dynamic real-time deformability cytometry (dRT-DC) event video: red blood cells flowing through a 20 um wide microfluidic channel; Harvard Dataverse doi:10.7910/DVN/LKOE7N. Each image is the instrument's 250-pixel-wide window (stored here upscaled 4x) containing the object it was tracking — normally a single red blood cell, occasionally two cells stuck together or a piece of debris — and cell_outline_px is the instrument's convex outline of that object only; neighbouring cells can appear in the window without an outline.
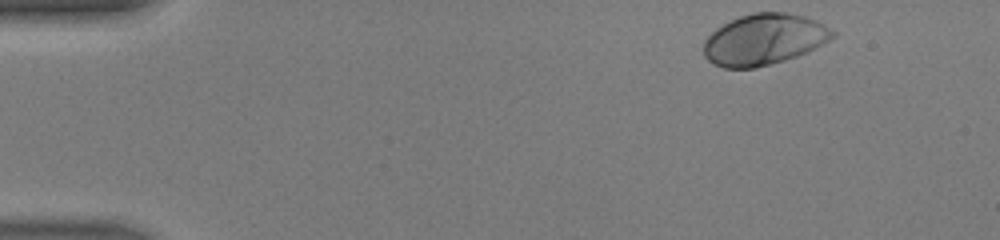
{"species": "human", "species_latin": "Homo sapiens", "temperature_condition": "warm", "stored_images_in_passage": 42, "camera_frame_rate_fps": 3000, "um_per_image_px": 0.085, "donor": {"sex": "male"}, "frame": {"image": 1, "passage_image": 1, "time_ms": 0.0, "image_size_px": [1000, 240], "cell_outline_px": [[836, 36], [808, 52], [784, 60], [756, 68], [724, 68], [712, 64], [704, 56], [704, 40], [716, 28], [740, 16], [752, 12], [784, 12], [804, 16], [816, 20], [824, 24], [836, 32]], "centroid_in_image_um": [64.95, 3.36], "position_along_channel_um": 20.1, "area_um2": 38.44}}
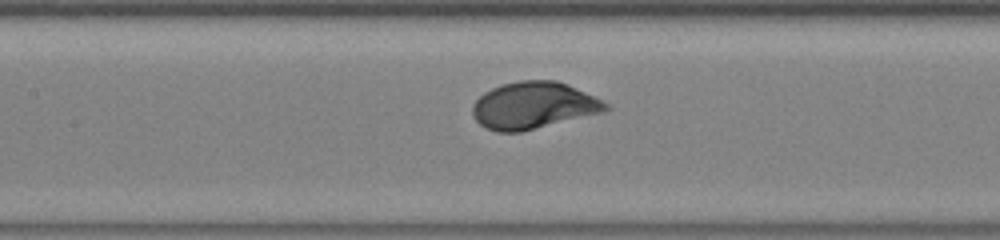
{"frame": {"image": 2, "passage_image": 18, "time_ms": 5.667, "image_size_px": [1000, 240], "cell_outline_px": [[612, 108], [604, 112], [520, 132], [496, 132], [484, 128], [472, 116], [472, 104], [484, 92], [492, 88], [504, 84], [520, 80], [556, 80], [568, 84], [608, 104]], "centroid_in_image_um": [45.32, 8.97], "position_along_channel_um": 162.1, "area_um2": 36.36}}
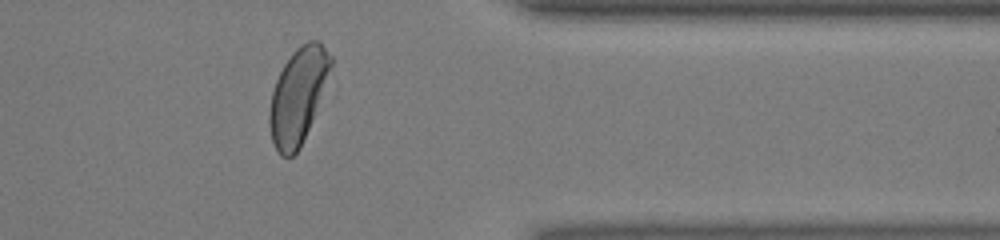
{"frame": {"image": 3, "passage_image": 34, "time_ms": 11.0, "image_size_px": [1000, 240], "cell_outline_px": [[332, 64], [324, 96], [300, 148], [288, 160], [280, 156], [272, 140], [268, 124], [268, 112], [272, 92], [276, 80], [284, 64], [292, 52], [300, 44], [308, 40], [320, 40], [332, 56]], "centroid_in_image_um": [25.35, 8.14], "position_along_channel_um": 386.0, "area_um2": 34.85}, "authors_computed_cell_mechanics": {"area_um2": 36.5007, "velocity_mm_per_s": 4.4209, "shape_relaxation_time_tau1_ms": 1.423, "shape_relaxation_time_tau2_ms": null, "deformation_change_tau1": 0.1354, "deformation_change_tau2": null}}